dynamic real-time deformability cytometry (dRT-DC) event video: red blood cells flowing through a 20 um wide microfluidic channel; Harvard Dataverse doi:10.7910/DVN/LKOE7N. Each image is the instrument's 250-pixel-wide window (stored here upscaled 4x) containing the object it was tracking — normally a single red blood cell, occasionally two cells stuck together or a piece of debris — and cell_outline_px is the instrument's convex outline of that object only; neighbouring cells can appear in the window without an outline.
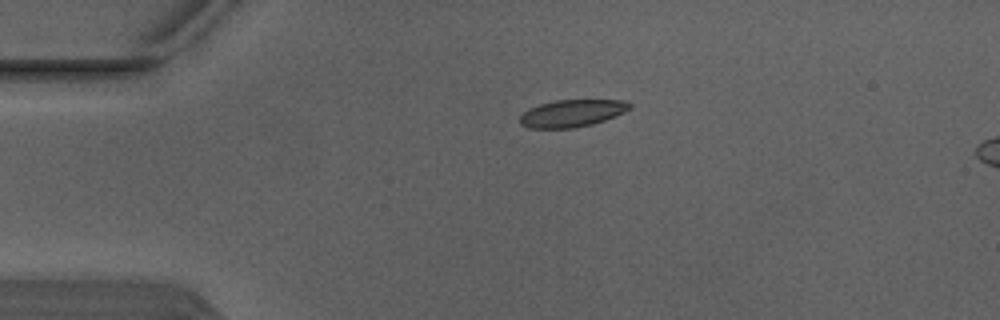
{"species": "Egyptian fruit bat (a non-hibernating species)", "species_latin": "Rousettus aegyptiacus", "temperature_condition": "warm", "stored_images_in_passage": 3, "camera_frame_rate_fps": 3000, "um_per_image_px": 0.085, "animal": {"sex": "male"}, "frame": {"image": 1, "passage_image": 1, "time_ms": 0.0, "image_size_px": [1000, 320], "cell_outline_px": [[632, 108], [624, 112], [604, 120], [592, 124], [572, 128], [528, 128], [520, 124], [520, 116], [528, 108], [540, 104], [556, 100], [624, 100], [632, 104]], "centroid_in_image_um": [48.61, 9.62], "position_along_channel_um": 36.4, "area_um2": 17.4}}